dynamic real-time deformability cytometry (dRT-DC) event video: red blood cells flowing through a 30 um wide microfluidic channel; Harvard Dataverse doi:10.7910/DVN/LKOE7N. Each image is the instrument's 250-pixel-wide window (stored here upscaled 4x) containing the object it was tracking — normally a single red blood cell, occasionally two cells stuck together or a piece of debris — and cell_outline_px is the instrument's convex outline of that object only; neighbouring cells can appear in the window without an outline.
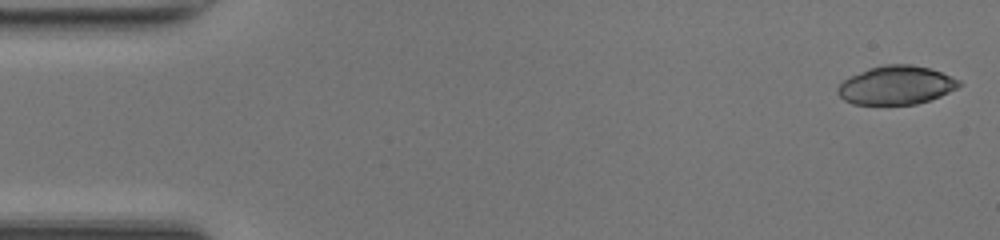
{"species": "common noctule bat (a hibernating species)", "species_latin": "Nyctalus noctula", "temperature_condition": "room temperature", "stored_images_in_passage": 48, "camera_frame_rate_fps": 3000, "um_per_image_px": 0.085, "animal": {"sex": "female", "body_mass_g": 17.0, "forearm_length_mm": 48.0}, "frame": {"image": 1, "passage_image": 1, "time_ms": 0.0, "image_size_px": [1000, 240], "cell_outline_px": [[960, 84], [956, 88], [940, 96], [916, 104], [852, 104], [844, 100], [836, 92], [836, 88], [844, 80], [868, 68], [884, 64], [912, 64], [928, 68], [940, 72], [960, 80]], "centroid_in_image_um": [76.14, 7.24], "position_along_channel_um": 8.9, "area_um2": 27.05}}
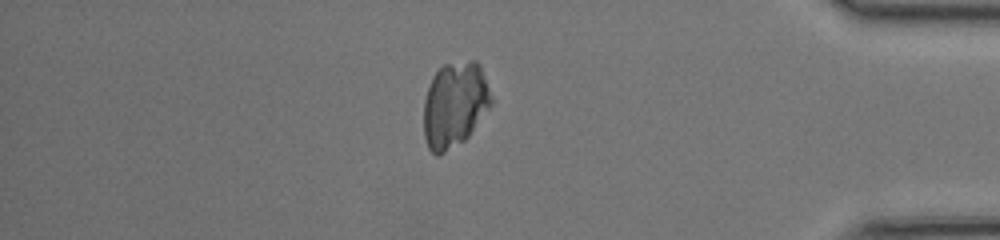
{"frame": {"image": 2, "passage_image": 41, "time_ms": 13.333, "image_size_px": [1000, 240], "cell_outline_px": [[492, 104], [468, 136], [464, 140], [440, 156], [436, 156], [428, 148], [424, 136], [424, 100], [432, 76], [444, 64], [472, 60], [476, 60], [480, 64], [492, 100]], "centroid_in_image_um": [38.63, 8.91], "position_along_channel_um": 396.6, "area_um2": 33.52}}
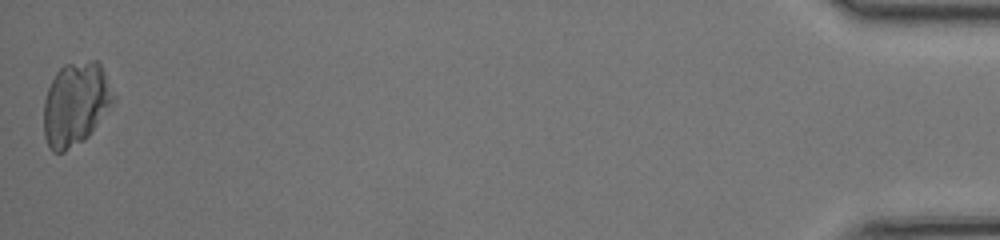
{"frame": {"image": 3, "passage_image": 48, "time_ms": 15.667, "image_size_px": [1000, 240], "cell_outline_px": [[116, 100], [88, 136], [84, 140], [64, 152], [52, 152], [48, 148], [44, 136], [44, 100], [48, 88], [56, 72], [64, 64], [92, 60], [96, 60], [100, 64], [116, 96]], "centroid_in_image_um": [6.43, 8.84], "position_along_channel_um": 428.8, "area_um2": 33.99}}